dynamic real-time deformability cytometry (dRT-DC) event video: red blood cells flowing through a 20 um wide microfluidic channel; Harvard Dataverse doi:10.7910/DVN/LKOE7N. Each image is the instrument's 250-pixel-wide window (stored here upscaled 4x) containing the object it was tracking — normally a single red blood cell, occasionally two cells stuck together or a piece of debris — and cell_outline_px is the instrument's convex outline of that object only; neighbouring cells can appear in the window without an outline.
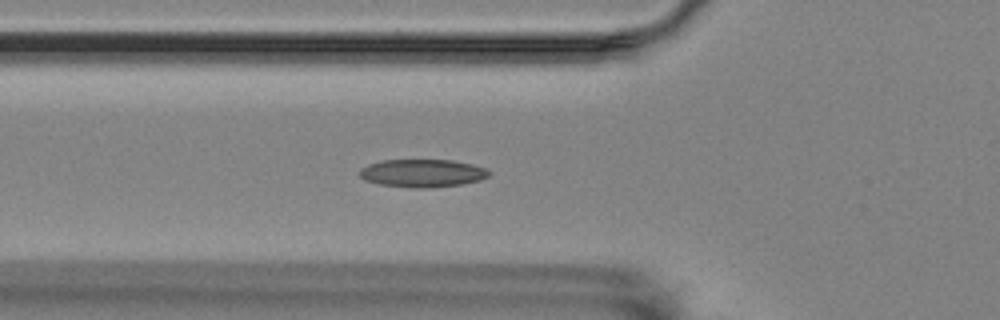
{"species": "Egyptian fruit bat (a non-hibernating species)", "species_latin": "Rousettus aegyptiacus", "temperature_condition": "room temperature", "stored_images_in_passage": 59, "camera_frame_rate_fps": 3000, "um_per_image_px": 0.085, "animal": {"sex": "female"}, "frame": {"image": 1, "passage_image": 21, "time_ms": 6.667, "image_size_px": [1000, 320], "cell_outline_px": [[492, 172], [488, 176], [480, 180], [460, 184], [428, 188], [412, 188], [380, 184], [364, 180], [360, 176], [360, 168], [368, 164], [380, 160], [452, 160], [472, 164], [484, 168]], "centroid_in_image_um": [35.89, 14.71], "position_along_channel_um": 89.9, "area_um2": 21.04}}
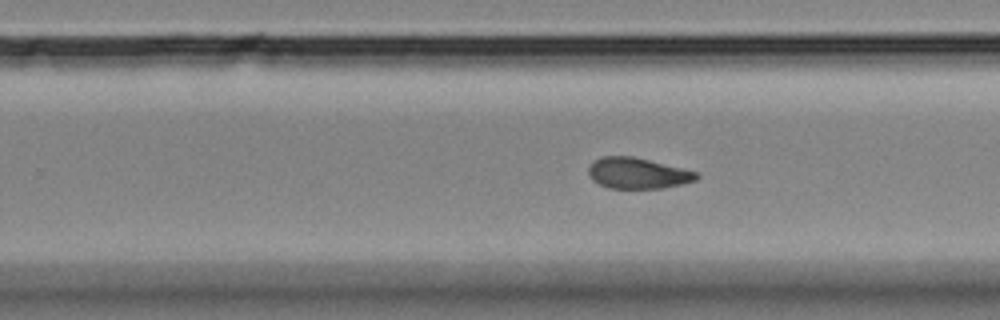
{"frame": {"image": 2, "passage_image": 37, "time_ms": 12.0, "image_size_px": [1000, 320], "cell_outline_px": [[700, 176], [696, 180], [664, 188], [608, 188], [592, 180], [588, 176], [588, 168], [592, 160], [600, 156], [632, 156], [684, 168], [696, 172]], "centroid_in_image_um": [54.16, 14.71], "position_along_channel_um": 275.6, "area_um2": 19.59}}
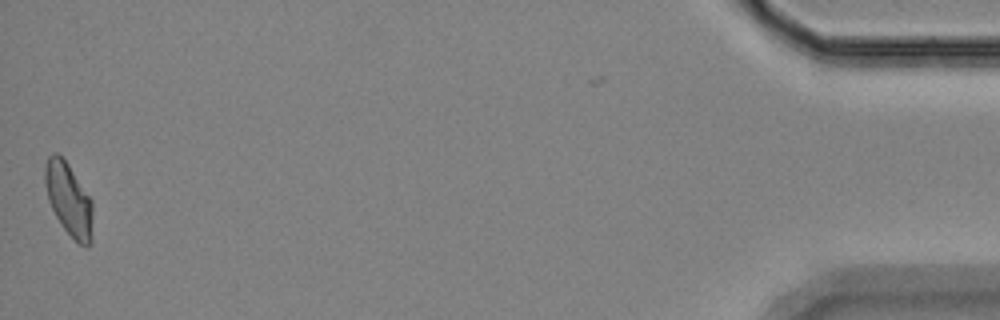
{"frame": {"image": 3, "passage_image": 58, "time_ms": 19.0, "image_size_px": [1000, 320], "cell_outline_px": [[92, 244], [88, 248], [80, 244], [64, 228], [56, 216], [48, 200], [44, 180], [44, 168], [48, 156], [52, 152], [56, 152], [68, 164], [92, 200]], "centroid_in_image_um": [5.85, 16.95], "position_along_channel_um": 429.4, "area_um2": 20.17}, "authors_computed_cell_mechanics": {"area_um2": 19.9988, "velocity_mm_per_s": 3.4696, "shape_relaxation_time_tau1_ms": null, "shape_relaxation_time_tau2_ms": 2.5352, "deformation_change_tau1": null, "deformation_change_tau2": 0.0845}}